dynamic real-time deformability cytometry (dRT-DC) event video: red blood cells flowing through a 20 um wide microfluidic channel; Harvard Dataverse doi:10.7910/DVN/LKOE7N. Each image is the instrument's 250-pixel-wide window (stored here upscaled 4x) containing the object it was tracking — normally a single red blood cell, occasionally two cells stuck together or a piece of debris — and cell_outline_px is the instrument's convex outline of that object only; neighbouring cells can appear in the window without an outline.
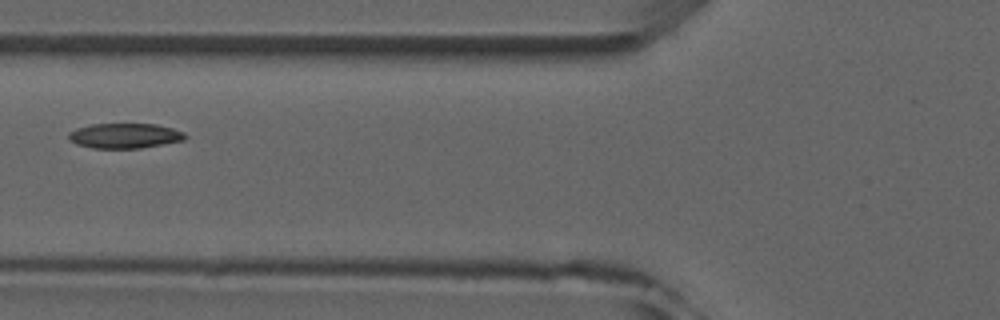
{"species": "common noctule bat (a hibernating species)", "species_latin": "Nyctalus noctula", "temperature_condition": "room temperature", "stored_images_in_passage": 6, "camera_frame_rate_fps": 3000, "um_per_image_px": 0.085, "animal": {"sex": "male", "forearm_length_mm": 52.5}, "frame": {"image": 1, "passage_image": 6, "time_ms": 7.667, "image_size_px": [1000, 320], "cell_outline_px": [[188, 136], [184, 140], [140, 148], [92, 148], [76, 144], [68, 140], [68, 132], [76, 128], [92, 124], [156, 124], [172, 128], [184, 132]], "centroid_in_image_um": [10.58, 11.54], "position_along_channel_um": 115.2, "area_um2": 17.05}}